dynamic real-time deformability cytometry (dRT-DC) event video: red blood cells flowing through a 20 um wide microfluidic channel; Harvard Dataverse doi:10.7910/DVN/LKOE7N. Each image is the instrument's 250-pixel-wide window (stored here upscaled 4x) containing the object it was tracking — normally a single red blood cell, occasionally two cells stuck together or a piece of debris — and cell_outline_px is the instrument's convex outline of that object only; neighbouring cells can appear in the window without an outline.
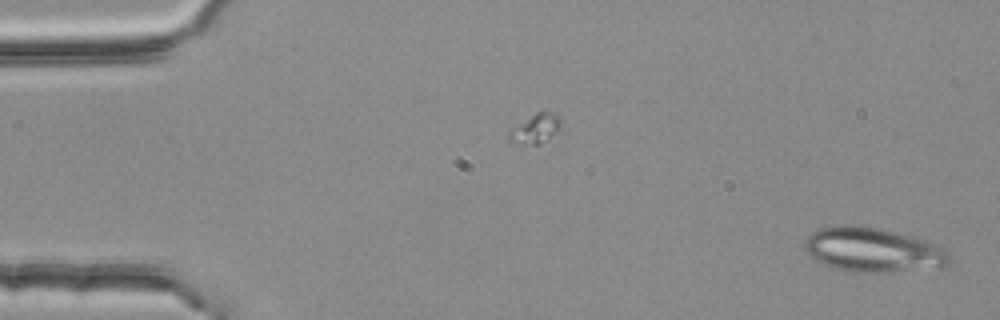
{"species": "common noctule bat (a hibernating species)", "species_latin": "Nyctalus noctula", "temperature_condition": "room temperature", "stored_images_in_passage": 52, "segment_of_instrument_passage": [1, 2], "camera_frame_rate_fps": 3000, "um_per_image_px": 0.085, "animal": {"sex": "female", "body_mass_g": 25.1}, "frame": {"image": 1, "passage_image": 1, "time_ms": 0.0, "image_size_px": [1000, 320], "cell_outline_px": [[948, 268], [884, 272], [852, 272], [836, 268], [824, 264], [816, 260], [804, 248], [804, 244], [808, 236], [812, 232], [820, 228], [836, 224], [856, 224], [880, 228], [928, 240], [944, 248], [948, 256]], "centroid_in_image_um": [74.23, 21.23], "position_along_channel_um": 10.8, "area_um2": 37.86}}